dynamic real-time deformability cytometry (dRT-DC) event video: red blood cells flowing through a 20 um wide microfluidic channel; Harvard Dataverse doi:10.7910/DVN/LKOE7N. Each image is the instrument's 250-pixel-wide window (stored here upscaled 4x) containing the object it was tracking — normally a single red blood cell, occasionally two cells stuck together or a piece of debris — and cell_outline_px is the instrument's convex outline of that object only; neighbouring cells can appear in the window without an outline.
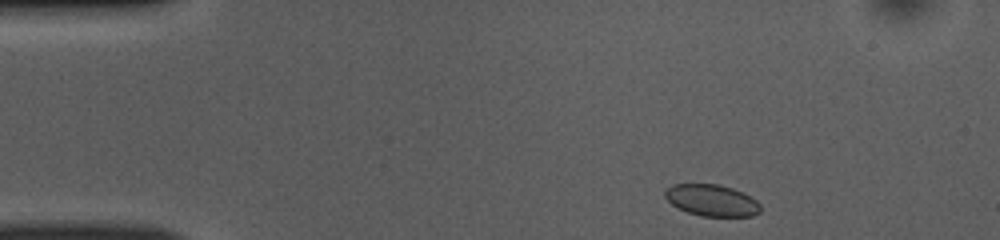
{"species": "common noctule bat (a hibernating species)", "species_latin": "Nyctalus noctula", "temperature_condition": "room temperature", "stored_images_in_passage": 44, "camera_frame_rate_fps": 3000, "um_per_image_px": 0.085, "animal": {"sex": "female", "body_mass_g": 10.0, "forearm_length_mm": 53.1}, "frame": {"image": 1, "passage_image": 1, "time_ms": 0.0, "image_size_px": [1000, 240], "cell_outline_px": [[760, 212], [752, 216], [700, 216], [688, 212], [672, 204], [664, 196], [664, 192], [672, 184], [720, 184], [744, 192], [756, 200], [760, 204]], "centroid_in_image_um": [60.52, 17.02], "position_along_channel_um": 24.5, "area_um2": 17.57}}
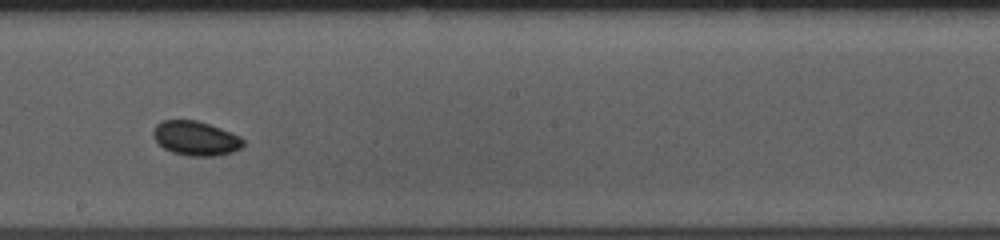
{"frame": {"image": 2, "passage_image": 22, "time_ms": 7.0, "image_size_px": [1000, 240], "cell_outline_px": [[244, 144], [240, 148], [232, 152], [216, 156], [188, 156], [172, 152], [164, 148], [152, 136], [152, 132], [156, 124], [160, 120], [196, 120], [220, 128], [240, 136], [244, 140]], "centroid_in_image_um": [16.62, 11.75], "position_along_channel_um": 231.6, "area_um2": 18.03}}
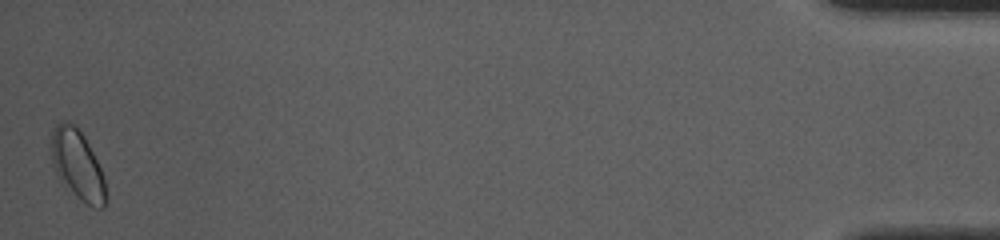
{"frame": {"image": 3, "passage_image": 44, "time_ms": 14.333, "image_size_px": [1000, 240], "cell_outline_px": [[108, 200], [104, 208], [92, 208], [80, 200], [60, 180], [52, 164], [52, 132], [56, 124], [64, 120], [68, 120], [76, 124], [84, 136], [100, 168], [104, 180]], "centroid_in_image_um": [6.6, 14.03], "position_along_channel_um": 428.6, "area_um2": 22.14}}